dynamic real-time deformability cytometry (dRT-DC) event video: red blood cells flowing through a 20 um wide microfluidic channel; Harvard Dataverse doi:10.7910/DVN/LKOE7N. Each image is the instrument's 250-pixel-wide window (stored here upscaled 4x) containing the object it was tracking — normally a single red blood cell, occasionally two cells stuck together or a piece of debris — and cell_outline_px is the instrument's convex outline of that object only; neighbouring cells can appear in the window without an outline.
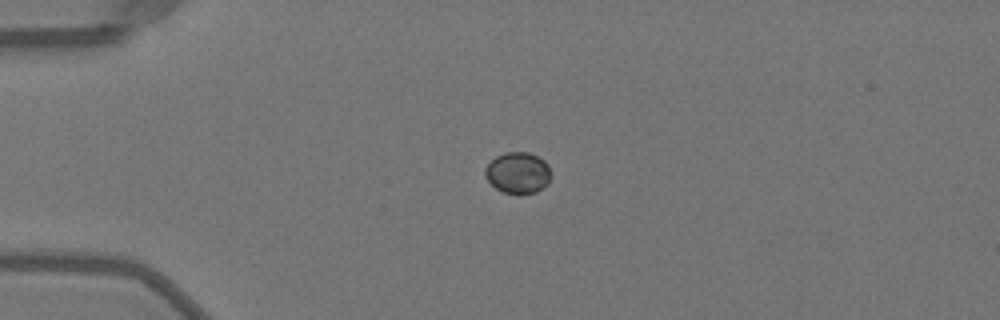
{"species": "Egyptian fruit bat (a non-hibernating species)", "species_latin": "Rousettus aegyptiacus", "temperature_condition": "warm", "stored_images_in_passage": 39, "camera_frame_rate_fps": 3000, "um_per_image_px": 0.085, "animal": {"sex": "female"}, "frame": {"image": 1, "passage_image": 1, "time_ms": 0.0, "image_size_px": [1000, 320], "cell_outline_px": [[552, 176], [548, 184], [536, 192], [520, 196], [516, 196], [504, 192], [496, 188], [484, 176], [484, 168], [496, 156], [504, 152], [528, 152], [544, 160], [548, 164]], "centroid_in_image_um": [44.04, 14.72], "position_along_channel_um": 41.0, "area_um2": 16.24}}
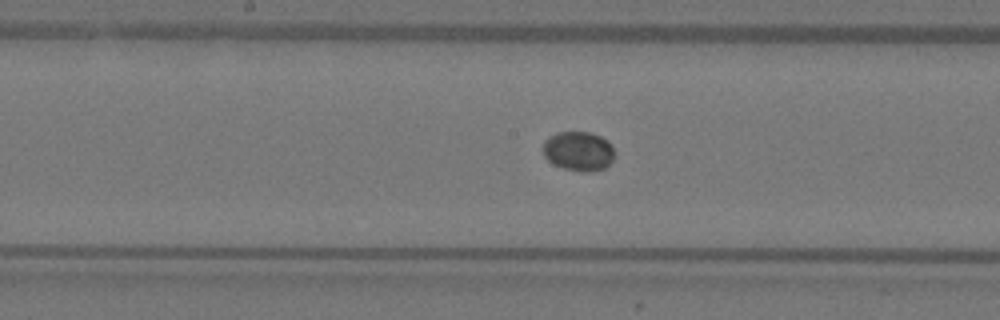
{"frame": {"image": 2, "passage_image": 15, "time_ms": 4.667, "image_size_px": [1000, 320], "cell_outline_px": [[612, 160], [604, 168], [592, 172], [580, 172], [564, 168], [548, 160], [544, 156], [544, 140], [548, 136], [556, 132], [592, 132], [608, 140], [612, 144]], "centroid_in_image_um": [49.16, 12.83], "position_along_channel_um": 199.0, "area_um2": 16.42}}
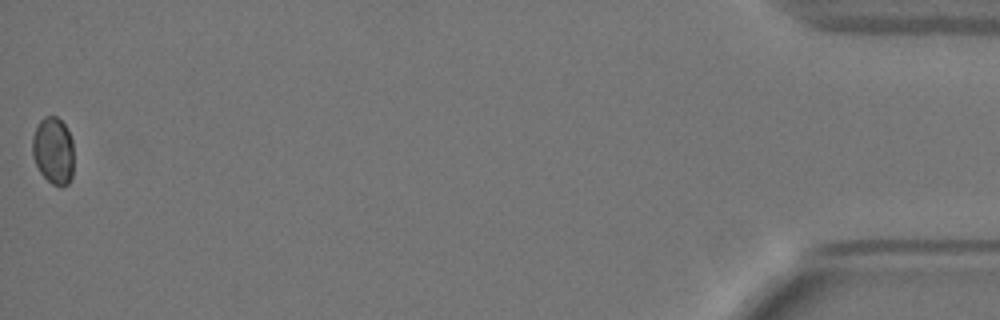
{"frame": {"image": 3, "passage_image": 39, "time_ms": 12.667, "image_size_px": [1000, 320], "cell_outline_px": [[72, 176], [68, 184], [60, 188], [52, 184], [40, 172], [32, 156], [32, 136], [40, 120], [44, 116], [56, 116], [68, 128], [72, 140]], "centroid_in_image_um": [4.52, 12.81], "position_along_channel_um": 430.7, "area_um2": 16.3}}